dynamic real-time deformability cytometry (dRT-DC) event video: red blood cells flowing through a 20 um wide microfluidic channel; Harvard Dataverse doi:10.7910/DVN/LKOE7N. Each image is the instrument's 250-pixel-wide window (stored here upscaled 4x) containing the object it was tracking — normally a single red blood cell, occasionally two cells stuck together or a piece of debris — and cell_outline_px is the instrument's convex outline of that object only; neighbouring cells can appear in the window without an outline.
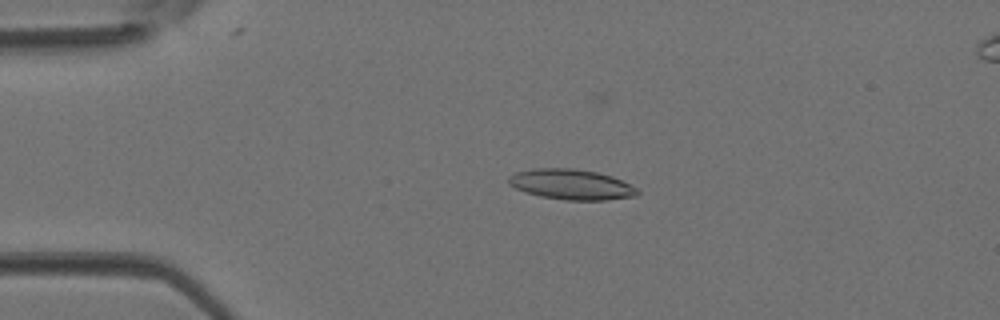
{"species": "Egyptian fruit bat (a non-hibernating species)", "species_latin": "Rousettus aegyptiacus", "temperature_condition": "room temperature", "stored_images_in_passage": 43, "camera_frame_rate_fps": 3000, "um_per_image_px": 0.085, "animal": {"sex": "female"}, "frame": {"image": 1, "passage_image": 9, "time_ms": 2.667, "image_size_px": [1000, 320], "cell_outline_px": [[640, 192], [636, 196], [608, 200], [564, 200], [540, 196], [524, 192], [508, 184], [508, 176], [516, 172], [532, 168], [572, 168], [596, 172], [612, 176], [636, 188]], "centroid_in_image_um": [48.53, 15.68], "position_along_channel_um": 36.5, "area_um2": 22.83}}
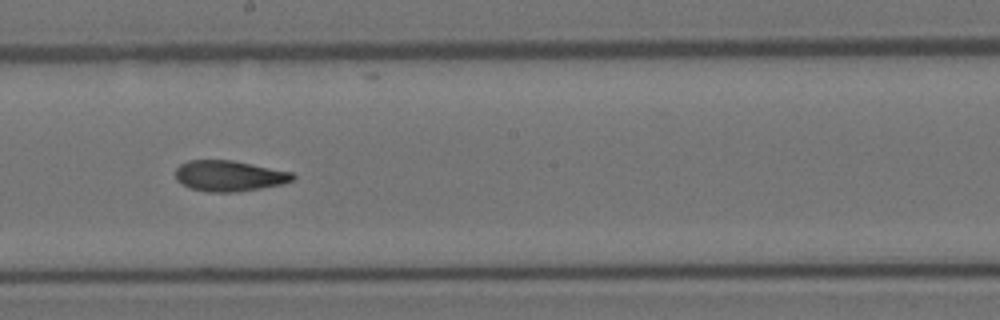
{"frame": {"image": 2, "passage_image": 24, "time_ms": 7.667, "image_size_px": [1000, 320], "cell_outline_px": [[296, 176], [292, 180], [284, 184], [236, 192], [208, 192], [192, 188], [176, 180], [176, 168], [180, 164], [188, 160], [232, 160], [292, 172]], "centroid_in_image_um": [19.49, 14.94], "position_along_channel_um": 228.7, "area_um2": 20.92}}
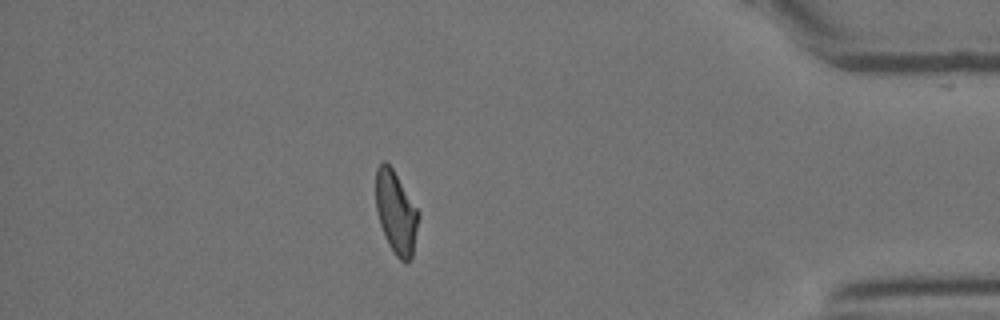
{"frame": {"image": 3, "passage_image": 38, "time_ms": 12.333, "image_size_px": [1000, 320], "cell_outline_px": [[420, 212], [412, 256], [408, 260], [400, 260], [396, 256], [388, 244], [384, 236], [376, 212], [376, 168], [384, 160], [392, 168]], "centroid_in_image_um": [33.65, 18.05], "position_along_channel_um": 401.5, "area_um2": 20.4}}